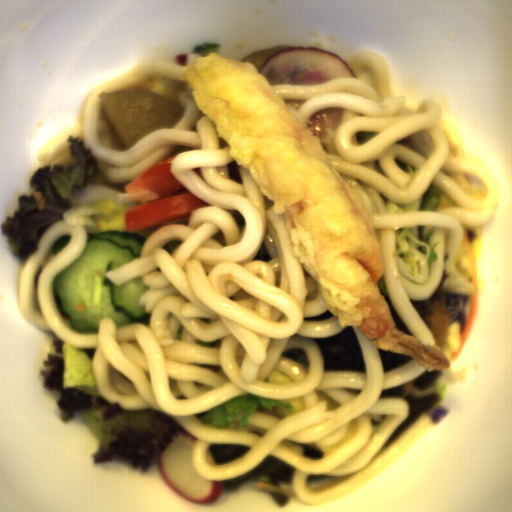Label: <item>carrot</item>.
Returning <instances> with one entry per match:
<instances>
[{"label":"carrot","mask_w":512,"mask_h":512,"mask_svg":"<svg viewBox=\"0 0 512 512\" xmlns=\"http://www.w3.org/2000/svg\"><path fill=\"white\" fill-rule=\"evenodd\" d=\"M174 158H165L131 182H125L124 193L144 197L142 204L125 209L124 231L145 242L156 229L168 224L189 225L192 212L213 206L191 193L171 172Z\"/></svg>","instance_id":"b8716197"},{"label":"carrot","mask_w":512,"mask_h":512,"mask_svg":"<svg viewBox=\"0 0 512 512\" xmlns=\"http://www.w3.org/2000/svg\"><path fill=\"white\" fill-rule=\"evenodd\" d=\"M461 243L465 247L468 271H469V279L470 283L473 285L474 291H470L469 295V313L464 325L463 333L458 343V346L455 352L450 356V362H456L463 345L470 333V330L477 318L478 312V302H479V292H480V283H479V274H478V266L475 258V254L472 248V244L470 239L463 236Z\"/></svg>","instance_id":"07d2c1c8"},{"label":"carrot","mask_w":512,"mask_h":512,"mask_svg":"<svg viewBox=\"0 0 512 512\" xmlns=\"http://www.w3.org/2000/svg\"><path fill=\"white\" fill-rule=\"evenodd\" d=\"M343 111L344 107L334 106L315 112L308 120V129H310L315 136L326 138L329 127L337 130L343 116Z\"/></svg>","instance_id":"79d8ee17"},{"label":"carrot","mask_w":512,"mask_h":512,"mask_svg":"<svg viewBox=\"0 0 512 512\" xmlns=\"http://www.w3.org/2000/svg\"><path fill=\"white\" fill-rule=\"evenodd\" d=\"M257 71L273 86H312L338 78H357L343 58L305 46L281 49Z\"/></svg>","instance_id":"cead05ca"},{"label":"carrot","mask_w":512,"mask_h":512,"mask_svg":"<svg viewBox=\"0 0 512 512\" xmlns=\"http://www.w3.org/2000/svg\"><path fill=\"white\" fill-rule=\"evenodd\" d=\"M192 436H176L169 440L159 454L158 469L178 495L194 503H213L221 491V480H208L193 466L191 453L197 442Z\"/></svg>","instance_id":"1c9b5961"}]
</instances>
